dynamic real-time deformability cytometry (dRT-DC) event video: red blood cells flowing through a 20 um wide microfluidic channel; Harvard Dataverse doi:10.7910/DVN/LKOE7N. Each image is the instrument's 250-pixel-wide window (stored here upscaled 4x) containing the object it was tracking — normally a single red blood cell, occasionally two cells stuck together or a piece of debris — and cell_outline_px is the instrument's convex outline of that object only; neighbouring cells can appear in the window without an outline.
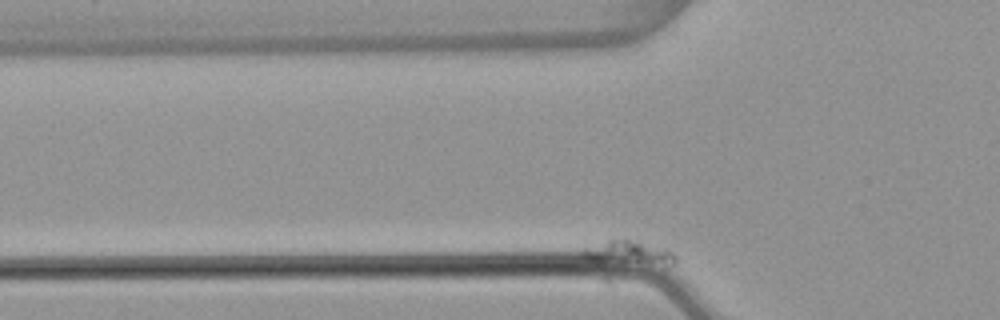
{"species": "common noctule bat (a hibernating species)", "species_latin": "Nyctalus noctula", "temperature_condition": "warm", "stored_images_in_passage": 51, "camera_frame_rate_fps": 3000, "um_per_image_px": 0.085, "animal": {"sex": "female", "body_mass_g": 22.7, "forearm_length_mm": 54.2}, "frame": {"image": 1, "passage_image": 7, "time_ms": 2.0, "image_size_px": [1000, 320], "cell_outline_px": [[676, 260], [672, 264], [664, 268], [592, 260], [584, 256], [580, 252], [584, 248], [612, 236], [628, 236], [668, 248], [676, 256]], "centroid_in_image_um": [53.54, 21.45], "position_along_channel_um": 72.3, "area_um2": 14.57}}
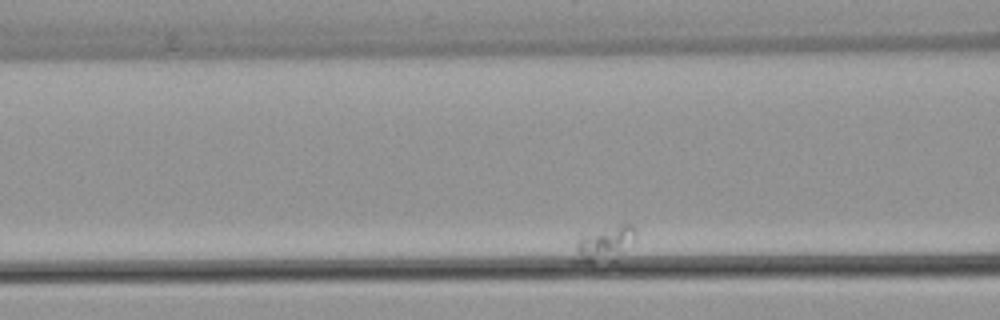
{"frame": {"image": 2, "passage_image": 16, "time_ms": 5.0, "image_size_px": [1000, 320], "cell_outline_px": [[636, 240], [616, 260], [608, 264], [572, 264], [572, 260], [576, 244], [580, 236], [620, 224], [632, 224], [636, 228]], "centroid_in_image_um": [51.36, 20.82], "position_along_channel_um": 115.2, "area_um2": 13.29}}
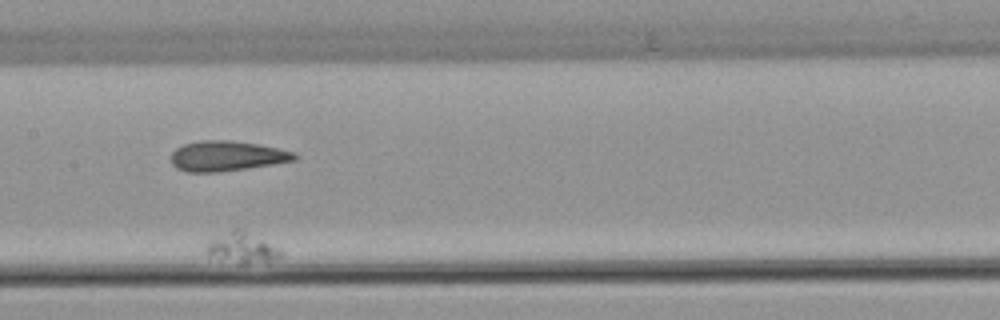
{"frame": {"image": 3, "passage_image": 27, "time_ms": 8.667, "image_size_px": [1000, 320], "cell_outline_px": [[284, 252], [280, 256], [268, 260], [244, 264], [208, 256], [208, 244], [212, 240], [232, 228], [240, 228]], "centroid_in_image_um": [20.54, 21.06], "position_along_channel_um": 186.9, "area_um2": 12.48}}